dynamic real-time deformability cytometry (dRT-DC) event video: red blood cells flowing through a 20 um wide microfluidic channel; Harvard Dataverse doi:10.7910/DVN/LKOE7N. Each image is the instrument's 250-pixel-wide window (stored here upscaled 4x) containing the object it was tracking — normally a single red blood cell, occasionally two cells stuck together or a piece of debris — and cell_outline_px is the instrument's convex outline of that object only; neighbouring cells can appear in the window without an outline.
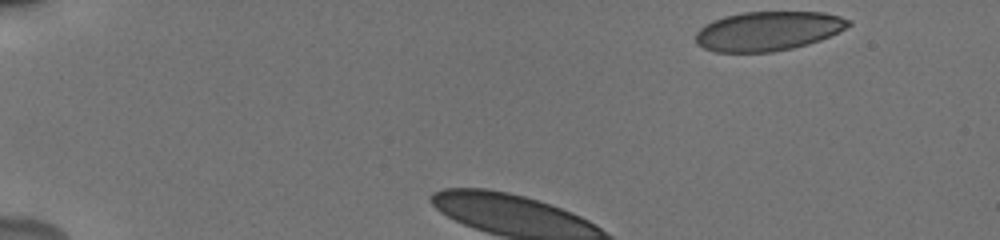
{"species": "human", "species_latin": "Homo sapiens", "temperature_condition": "cold", "stored_images_in_passage": 35, "camera_frame_rate_fps": 3000, "um_per_image_px": 0.085, "donor": {"sex": "male"}, "frame": {"image": 1, "passage_image": 1, "time_ms": 0.0, "image_size_px": [1000, 240], "cell_outline_px": [[852, 24], [820, 40], [808, 44], [792, 48], [772, 52], [716, 52], [704, 48], [696, 44], [696, 32], [704, 24], [712, 20], [724, 16], [740, 12], [824, 12], [840, 16], [852, 20]], "centroid_in_image_um": [65.25, 2.63], "position_along_channel_um": 19.7, "area_um2": 35.08}}
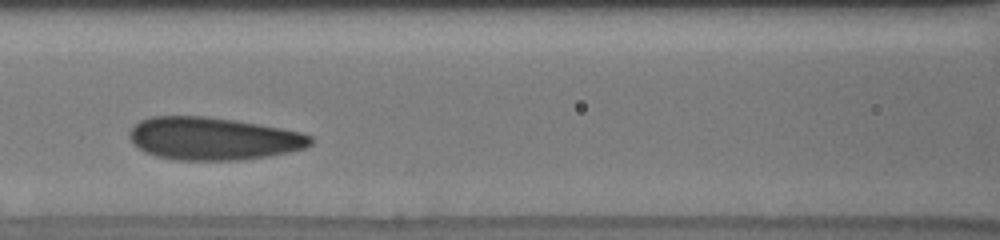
{"frame": {"image": 2, "passage_image": 14, "time_ms": 4.333, "image_size_px": [1000, 240], "cell_outline_px": [[312, 144], [304, 148], [288, 152], [268, 156], [240, 160], [176, 160], [156, 156], [144, 152], [128, 136], [132, 128], [140, 120], [152, 116], [204, 116], [236, 120], [280, 128], [300, 132], [312, 136]], "centroid_in_image_um": [18.12, 11.78], "position_along_channel_um": 148.5, "area_um2": 44.91}}
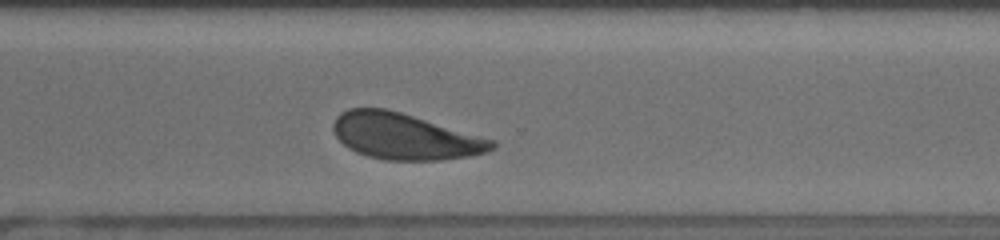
{"frame": {"image": 3, "passage_image": 29, "time_ms": 9.333, "image_size_px": [1000, 240], "cell_outline_px": [[496, 148], [488, 152], [468, 156], [440, 160], [388, 160], [368, 156], [356, 152], [348, 148], [336, 136], [332, 128], [332, 124], [336, 116], [340, 112], [348, 108], [384, 108], [400, 112], [496, 140]], "centroid_in_image_um": [34.41, 11.59], "position_along_channel_um": 336.2, "area_um2": 42.66}, "authors_computed_cell_mechanics": {"area_um2": 44.1592, "velocity_mm_per_s": 3.755, "shape_relaxation_time_tau1_ms": 3.2558, "shape_relaxation_time_tau2_ms": 0.9761, "deformation_change_tau1": 0.1084, "deformation_change_tau2": 0.0733}}